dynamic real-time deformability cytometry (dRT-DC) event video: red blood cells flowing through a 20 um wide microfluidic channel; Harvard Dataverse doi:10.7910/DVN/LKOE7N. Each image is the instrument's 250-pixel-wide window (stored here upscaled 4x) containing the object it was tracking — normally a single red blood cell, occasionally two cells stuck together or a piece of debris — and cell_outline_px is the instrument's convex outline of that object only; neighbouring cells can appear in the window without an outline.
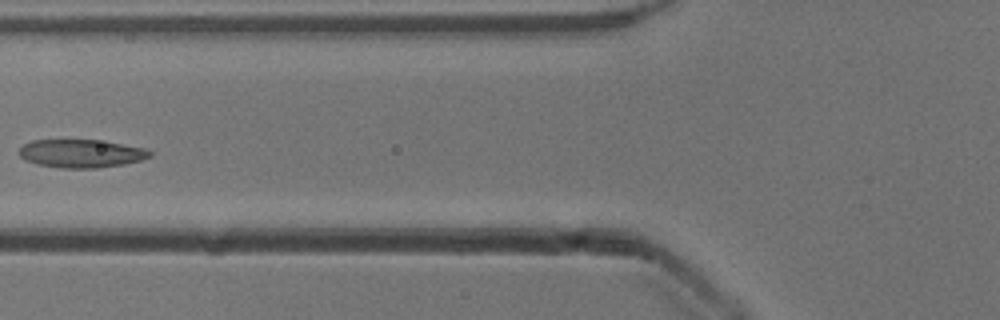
{"species": "common noctule bat (a hibernating species)", "species_latin": "Nyctalus noctula", "temperature_condition": "cold", "stored_images_in_passage": 5, "camera_frame_rate_fps": 3000, "um_per_image_px": 0.085, "animal": {"sex": "male", "body_mass_g": 13.3}, "frame": {"image": 1, "passage_image": 4, "time_ms": 1.0, "image_size_px": [1000, 320], "cell_outline_px": [[152, 156], [140, 160], [124, 164], [96, 168], [60, 168], [36, 164], [20, 156], [20, 148], [24, 144], [32, 140], [96, 140], [148, 148], [152, 152]], "centroid_in_image_um": [6.93, 13.05], "position_along_channel_um": 118.9, "area_um2": 21.39}}
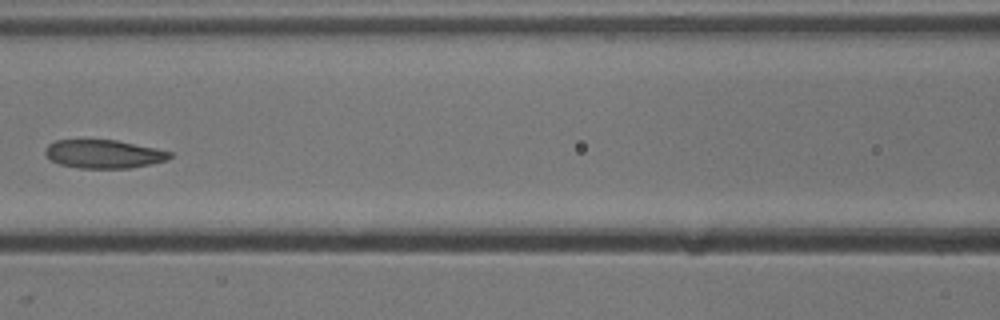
{"frame": {"image": 2, "passage_image": 5, "time_ms": 1.333, "image_size_px": [1000, 320], "cell_outline_px": [[172, 156], [168, 160], [152, 164], [132, 168], [80, 168], [60, 164], [52, 160], [44, 152], [44, 148], [48, 144], [56, 140], [116, 140], [156, 148], [172, 152]], "centroid_in_image_um": [8.85, 13.09], "position_along_channel_um": 157.8, "area_um2": 20.69}}